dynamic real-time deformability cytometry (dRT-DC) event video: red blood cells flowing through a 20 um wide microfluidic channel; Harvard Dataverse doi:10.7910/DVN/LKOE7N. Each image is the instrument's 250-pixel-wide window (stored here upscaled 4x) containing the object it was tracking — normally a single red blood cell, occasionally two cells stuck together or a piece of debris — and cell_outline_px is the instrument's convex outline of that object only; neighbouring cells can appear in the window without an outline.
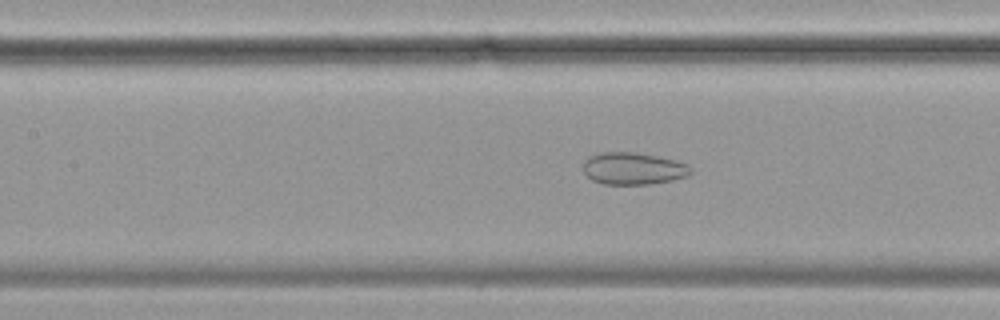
{"species": "common noctule bat (a hibernating species)", "species_latin": "Nyctalus noctula", "temperature_condition": "cold", "stored_images_in_passage": 50, "camera_frame_rate_fps": 3000, "um_per_image_px": 0.085, "animal": {"sex": "female", "body_mass_g": 19.9}, "frame": {"image": 1, "passage_image": 25, "time_ms": 8.0, "image_size_px": [1000, 320], "cell_outline_px": [[692, 172], [688, 176], [672, 180], [652, 184], [604, 184], [592, 180], [584, 172], [584, 160], [588, 156], [600, 152], [636, 152], [676, 160], [688, 164], [692, 168]], "centroid_in_image_um": [53.84, 14.32], "position_along_channel_um": 153.6, "area_um2": 20.29}}
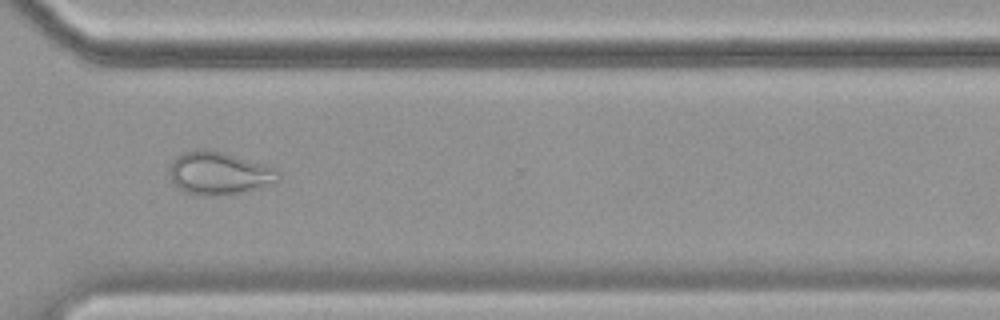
{"frame": {"image": 2, "passage_image": 42, "time_ms": 13.667, "image_size_px": [1000, 320], "cell_outline_px": [[280, 180], [260, 188], [240, 192], [216, 196], [200, 196], [184, 192], [172, 180], [168, 168], [172, 160], [176, 156], [184, 152], [196, 148], [208, 148], [264, 164], [276, 168], [280, 172]], "centroid_in_image_um": [18.61, 14.71], "position_along_channel_um": 352.0, "area_um2": 27.46}}
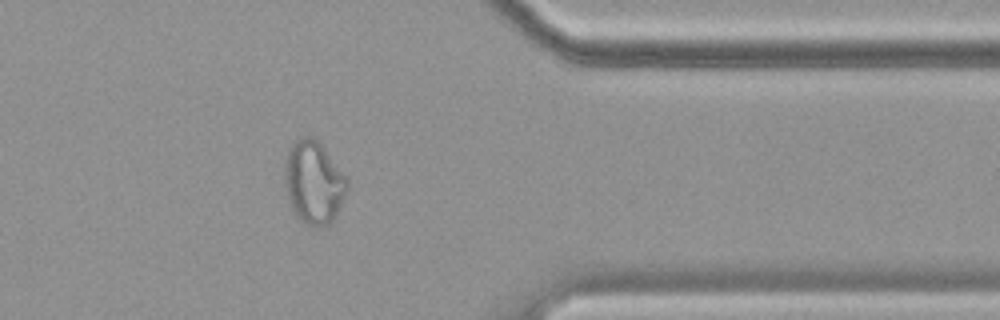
{"frame": {"image": 3, "passage_image": 46, "time_ms": 15.0, "image_size_px": [1000, 320], "cell_outline_px": [[348, 188], [336, 216], [328, 224], [320, 228], [316, 228], [304, 224], [296, 216], [288, 200], [284, 184], [284, 160], [292, 144], [300, 136], [312, 136], [320, 140], [348, 176]], "centroid_in_image_um": [26.68, 15.47], "position_along_channel_um": 384.7, "area_um2": 31.15}}